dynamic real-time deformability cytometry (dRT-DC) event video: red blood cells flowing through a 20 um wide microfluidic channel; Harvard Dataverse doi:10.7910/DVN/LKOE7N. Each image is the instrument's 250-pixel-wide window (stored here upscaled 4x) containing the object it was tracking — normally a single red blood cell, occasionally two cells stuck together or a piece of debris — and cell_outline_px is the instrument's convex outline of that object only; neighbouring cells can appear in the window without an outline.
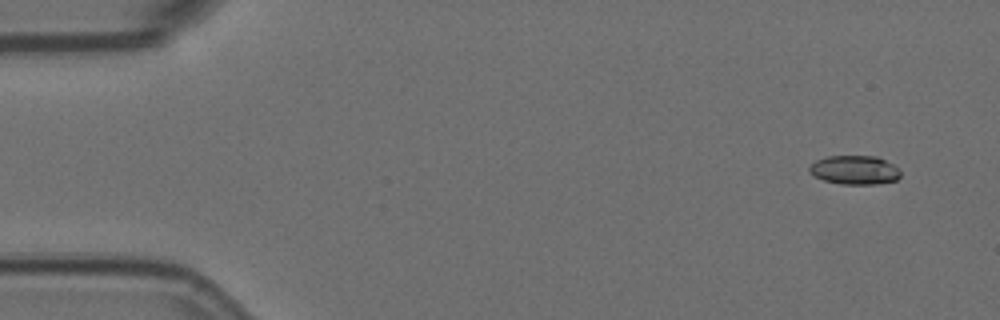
{"species": "Egyptian fruit bat (a non-hibernating species)", "species_latin": "Rousettus aegyptiacus", "temperature_condition": "room temperature", "stored_images_in_passage": 5, "camera_frame_rate_fps": 3000, "um_per_image_px": 0.085, "animal": {"sex": "female"}, "frame": {"image": 1, "passage_image": 2, "time_ms": 0.333, "image_size_px": [1000, 320], "cell_outline_px": [[900, 176], [896, 180], [876, 184], [840, 184], [824, 180], [816, 176], [808, 168], [816, 160], [828, 156], [876, 156], [900, 168]], "centroid_in_image_um": [72.68, 14.45], "position_along_channel_um": 12.3, "area_um2": 15.2}}
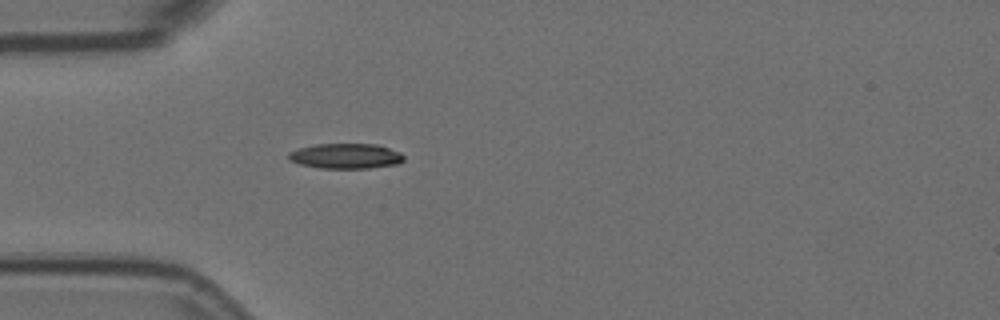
{"frame": {"image": 2, "passage_image": 5, "time_ms": 1.333, "image_size_px": [1000, 320], "cell_outline_px": [[404, 160], [396, 164], [368, 168], [320, 168], [300, 164], [288, 160], [288, 152], [300, 148], [316, 144], [376, 144], [400, 152], [404, 156]], "centroid_in_image_um": [29.37, 13.26], "position_along_channel_um": 55.6, "area_um2": 16.82}}